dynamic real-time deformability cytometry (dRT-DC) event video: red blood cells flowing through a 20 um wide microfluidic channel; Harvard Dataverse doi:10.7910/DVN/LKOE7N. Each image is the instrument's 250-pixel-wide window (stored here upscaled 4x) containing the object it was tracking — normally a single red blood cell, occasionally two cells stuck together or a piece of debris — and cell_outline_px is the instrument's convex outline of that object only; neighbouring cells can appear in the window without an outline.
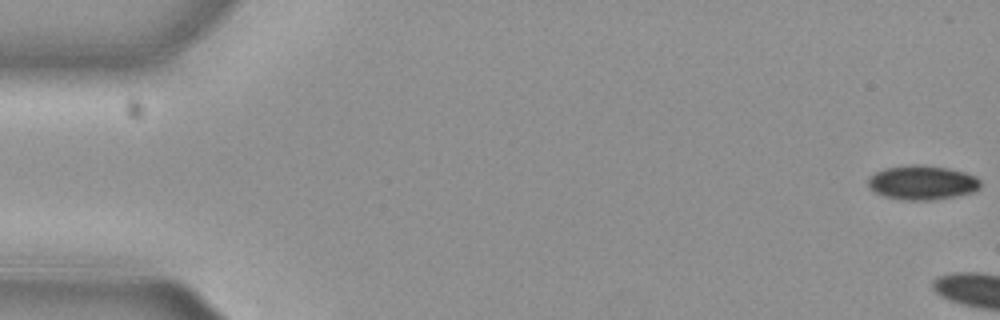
{"species": "common noctule bat (a hibernating species)", "species_latin": "Nyctalus noctula", "temperature_condition": "cold", "stored_images_in_passage": 5, "camera_frame_rate_fps": 3000, "um_per_image_px": 0.085, "animal": {"sex": "female", "body_mass_g": 29.2, "forearm_length_mm": 56.3}, "frame": {"image": 1, "passage_image": 1, "time_ms": 0.0, "image_size_px": [1000, 320], "cell_outline_px": [[980, 188], [972, 192], [932, 200], [908, 200], [884, 196], [868, 188], [868, 176], [884, 168], [908, 164], [924, 164], [948, 168], [964, 172], [976, 176], [980, 180]], "centroid_in_image_um": [78.36, 15.49], "position_along_channel_um": 6.6, "area_um2": 22.54}}